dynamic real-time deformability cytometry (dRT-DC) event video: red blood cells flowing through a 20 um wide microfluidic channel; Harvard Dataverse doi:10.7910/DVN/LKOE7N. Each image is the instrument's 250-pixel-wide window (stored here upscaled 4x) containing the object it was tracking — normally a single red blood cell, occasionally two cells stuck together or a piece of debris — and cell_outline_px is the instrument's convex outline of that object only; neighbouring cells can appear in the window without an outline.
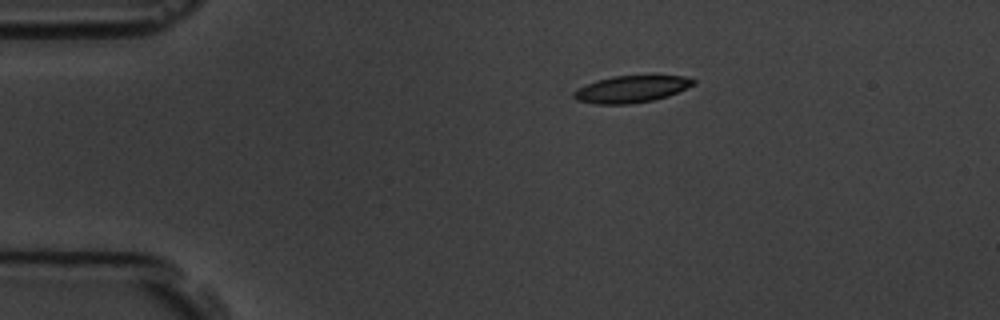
{"species": "common noctule bat (a hibernating species)", "species_latin": "Nyctalus noctula", "temperature_condition": "room temperature", "stored_images_in_passage": 4, "camera_frame_rate_fps": 3000, "um_per_image_px": 0.085, "animal": {"sex": "male", "body_mass_g": 19.5, "forearm_length_mm": 54.6}, "frame": {"image": 1, "passage_image": 1, "time_ms": 0.0, "image_size_px": [1000, 320], "cell_outline_px": [[696, 84], [668, 96], [652, 100], [628, 104], [596, 104], [576, 100], [572, 96], [572, 92], [596, 80], [612, 76], [684, 76], [696, 80]], "centroid_in_image_um": [53.66, 7.58], "position_along_channel_um": 31.3, "area_um2": 18.61}}
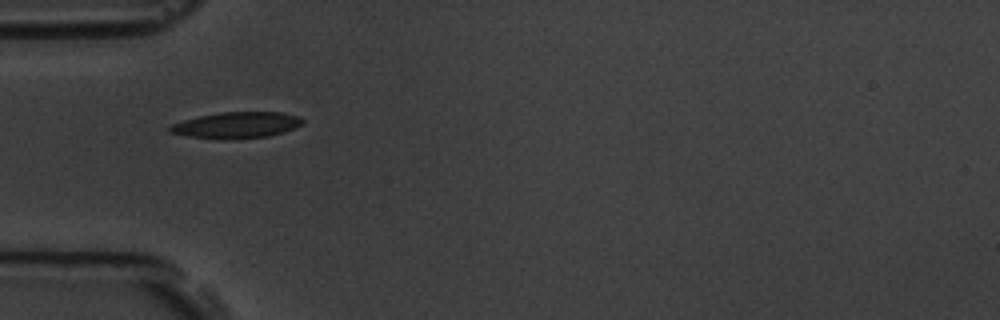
{"frame": {"image": 2, "passage_image": 3, "time_ms": 2.333, "image_size_px": [1000, 320], "cell_outline_px": [[304, 124], [296, 128], [284, 132], [268, 136], [232, 140], [220, 140], [188, 136], [168, 132], [168, 128], [172, 124], [184, 120], [200, 116], [220, 112], [280, 112], [300, 116], [304, 120]], "centroid_in_image_um": [20.14, 10.65], "position_along_channel_um": 64.9, "area_um2": 20.58}}
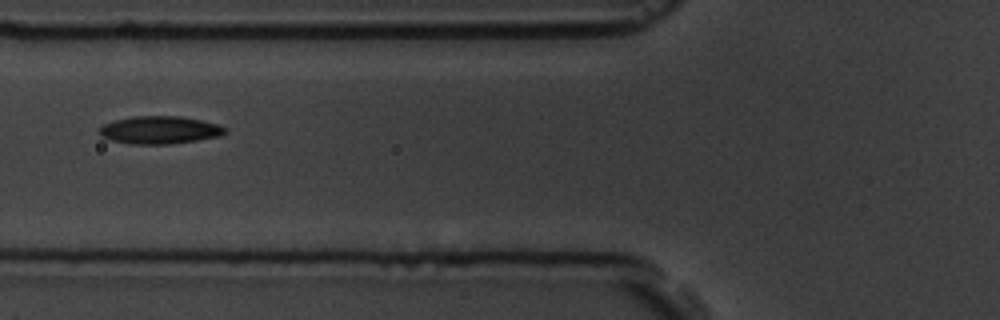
{"frame": {"image": 3, "passage_image": 4, "time_ms": 3.667, "image_size_px": [1000, 320], "cell_outline_px": [[228, 132], [220, 136], [196, 140], [168, 144], [132, 144], [112, 140], [100, 136], [96, 132], [96, 128], [104, 124], [116, 120], [132, 116], [180, 116], [220, 124], [228, 128]], "centroid_in_image_um": [13.56, 11.04], "position_along_channel_um": 112.2, "area_um2": 20.52}}